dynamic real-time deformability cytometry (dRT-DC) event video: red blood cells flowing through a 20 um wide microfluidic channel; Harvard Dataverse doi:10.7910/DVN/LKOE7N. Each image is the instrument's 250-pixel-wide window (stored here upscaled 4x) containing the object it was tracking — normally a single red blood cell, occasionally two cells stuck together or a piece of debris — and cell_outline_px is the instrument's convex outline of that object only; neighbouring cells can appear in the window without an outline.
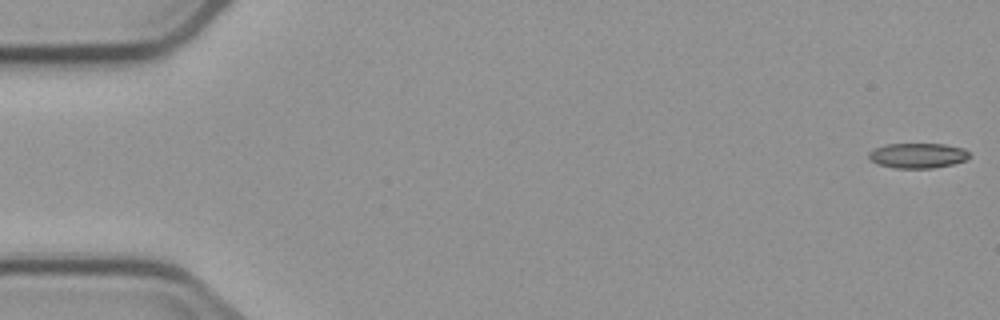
{"species": "common noctule bat (a hibernating species)", "species_latin": "Nyctalus noctula", "temperature_condition": "cold", "stored_images_in_passage": 5, "camera_frame_rate_fps": 3000, "um_per_image_px": 0.085, "animal": {"sex": "male", "body_mass_g": 23.1, "forearm_length_mm": 52.7}, "frame": {"image": 1, "passage_image": 1, "time_ms": 0.0, "image_size_px": [1000, 320], "cell_outline_px": [[972, 156], [964, 160], [952, 164], [932, 168], [896, 168], [876, 164], [868, 156], [868, 152], [884, 144], [944, 144], [964, 148]], "centroid_in_image_um": [78.0, 13.22], "position_along_channel_um": 7.0, "area_um2": 14.68}}
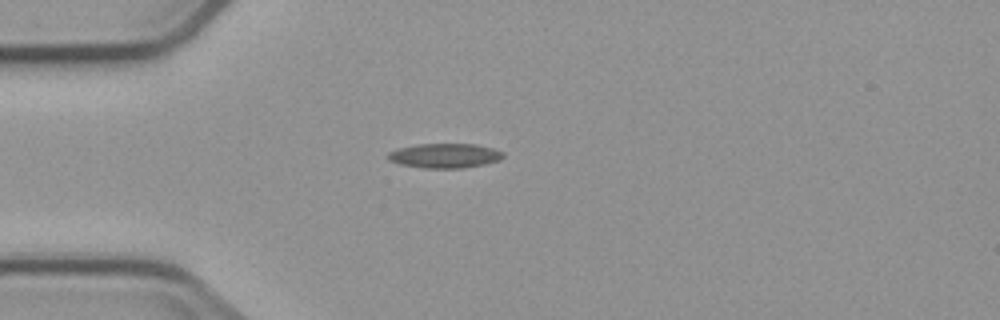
{"frame": {"image": 2, "passage_image": 5, "time_ms": 4.667, "image_size_px": [1000, 320], "cell_outline_px": [[504, 156], [500, 160], [484, 164], [464, 168], [424, 168], [400, 164], [388, 160], [384, 156], [388, 152], [396, 148], [416, 144], [476, 144], [492, 148], [504, 152]], "centroid_in_image_um": [37.76, 13.23], "position_along_channel_um": 47.2, "area_um2": 16.7}}